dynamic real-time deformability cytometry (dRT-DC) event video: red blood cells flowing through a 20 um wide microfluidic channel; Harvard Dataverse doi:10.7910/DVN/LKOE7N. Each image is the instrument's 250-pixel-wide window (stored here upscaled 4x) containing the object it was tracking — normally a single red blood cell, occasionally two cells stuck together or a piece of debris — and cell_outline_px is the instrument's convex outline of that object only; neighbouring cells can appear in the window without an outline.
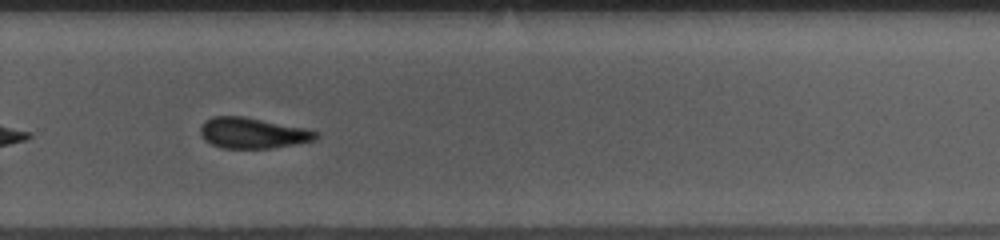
{"species": "common noctule bat (a hibernating species)", "species_latin": "Nyctalus noctula", "temperature_condition": "room temperature", "stored_images_in_passage": 40, "camera_frame_rate_fps": 3000, "um_per_image_px": 0.085, "animal": {"sex": "female", "body_mass_g": 10.0, "forearm_length_mm": 53.1}, "frame": {"image": 1, "passage_image": 23, "time_ms": 7.333, "image_size_px": [1000, 240], "cell_outline_px": [[320, 136], [316, 140], [296, 144], [272, 148], [224, 148], [212, 144], [204, 140], [200, 132], [200, 128], [204, 120], [212, 116], [244, 116], [308, 128], [316, 132]], "centroid_in_image_um": [21.5, 11.3], "position_along_channel_um": 308.3, "area_um2": 20.92}}
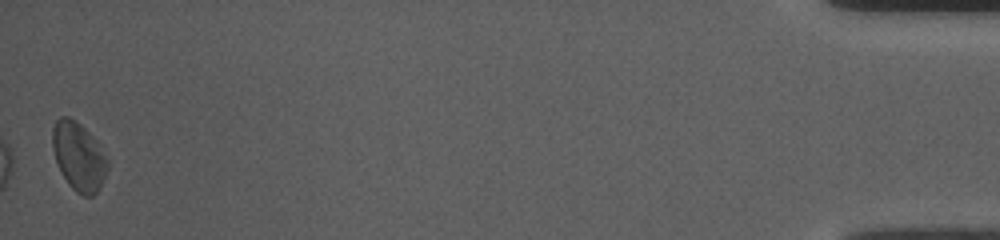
{"frame": {"image": 2, "passage_image": 40, "time_ms": 13.0, "image_size_px": [1000, 240], "cell_outline_px": [[108, 168], [104, 180], [100, 188], [92, 196], [84, 196], [76, 192], [68, 184], [56, 164], [52, 148], [52, 128], [56, 120], [60, 116], [68, 116], [80, 124], [96, 140], [108, 160]], "centroid_in_image_um": [6.67, 13.3], "position_along_channel_um": 428.5, "area_um2": 22.08}, "authors_computed_cell_mechanics": {"area_um2": 21.5594, "velocity_mm_per_s": 3.7316, "shape_relaxation_time_tau1_ms": 3.6224, "shape_relaxation_time_tau2_ms": 9.799, "deformation_change_tau1": 0.0847, "deformation_change_tau2": 0.1817}}